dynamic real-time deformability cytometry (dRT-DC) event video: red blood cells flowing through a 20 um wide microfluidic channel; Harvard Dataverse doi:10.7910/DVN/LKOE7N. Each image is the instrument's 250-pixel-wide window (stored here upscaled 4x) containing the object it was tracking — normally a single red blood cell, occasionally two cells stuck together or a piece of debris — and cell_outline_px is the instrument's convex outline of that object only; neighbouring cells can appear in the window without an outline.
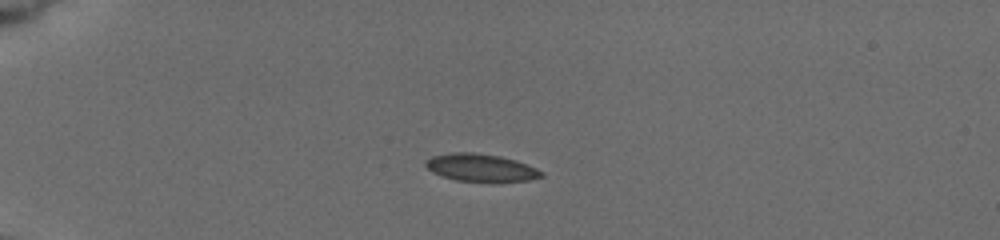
{"species": "common noctule bat (a hibernating species)", "species_latin": "Nyctalus noctula", "temperature_condition": "cold", "stored_images_in_passage": 7, "camera_frame_rate_fps": 3000, "um_per_image_px": 0.085, "animal": {"sex": "female", "body_mass_g": 19.5, "forearm_length_mm": 54.1}, "frame": {"image": 1, "passage_image": 3, "time_ms": 4.0, "image_size_px": [1000, 240], "cell_outline_px": [[544, 176], [528, 180], [456, 180], [432, 172], [424, 164], [424, 160], [432, 156], [452, 152], [476, 152], [500, 156], [516, 160], [536, 168], [544, 172]], "centroid_in_image_um": [40.84, 14.21], "position_along_channel_um": 44.2, "area_um2": 18.21}}
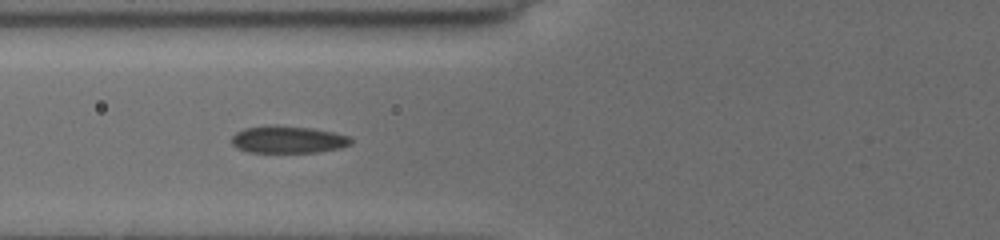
{"frame": {"image": 2, "passage_image": 6, "time_ms": 6.667, "image_size_px": [1000, 240], "cell_outline_px": [[352, 144], [340, 148], [320, 152], [248, 152], [236, 148], [232, 144], [232, 136], [236, 132], [244, 128], [272, 124], [276, 124], [312, 128], [332, 132], [348, 136], [352, 140]], "centroid_in_image_um": [24.46, 11.85], "position_along_channel_um": 101.3, "area_um2": 19.13}}